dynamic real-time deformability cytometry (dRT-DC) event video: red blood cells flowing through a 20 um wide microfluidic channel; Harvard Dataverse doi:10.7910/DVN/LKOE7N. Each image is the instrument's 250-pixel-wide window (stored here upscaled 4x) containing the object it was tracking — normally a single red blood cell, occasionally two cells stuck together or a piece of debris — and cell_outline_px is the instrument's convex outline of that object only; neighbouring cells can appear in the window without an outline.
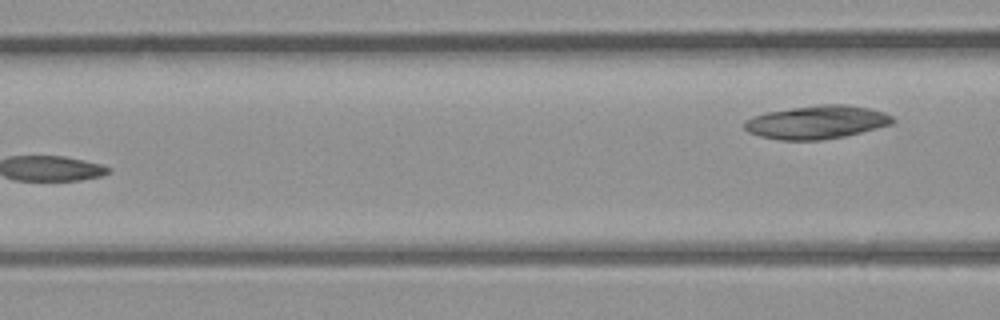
{"species": "common noctule bat (a hibernating species)", "species_latin": "Nyctalus noctula", "temperature_condition": "room temperature", "stored_images_in_passage": 5, "camera_frame_rate_fps": 3000, "um_per_image_px": 0.085, "animal": {"sex": "male", "body_mass_g": 23.1, "forearm_length_mm": 52.7}, "frame": {"image": 1, "passage_image": 5, "time_ms": 5.333, "image_size_px": [1000, 320], "cell_outline_px": [[896, 120], [892, 124], [844, 136], [820, 140], [780, 140], [760, 136], [748, 132], [744, 128], [744, 120], [752, 116], [768, 112], [816, 104], [848, 104], [868, 108], [884, 112], [892, 116]], "centroid_in_image_um": [69.41, 10.38], "position_along_channel_um": 97.2, "area_um2": 28.78}}